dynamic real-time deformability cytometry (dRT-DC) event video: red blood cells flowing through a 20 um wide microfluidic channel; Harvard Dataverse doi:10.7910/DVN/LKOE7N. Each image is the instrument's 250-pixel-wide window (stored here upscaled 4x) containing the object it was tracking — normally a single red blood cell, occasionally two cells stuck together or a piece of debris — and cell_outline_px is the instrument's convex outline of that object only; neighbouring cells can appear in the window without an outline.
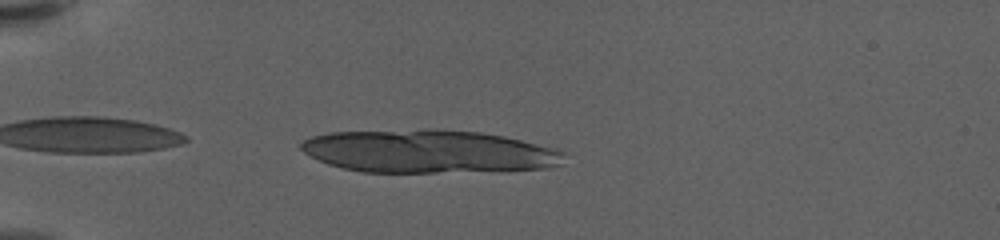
{"species": "human", "species_latin": "Homo sapiens", "temperature_condition": "warm", "stored_images_in_passage": 7, "camera_frame_rate_fps": 3000, "um_per_image_px": 0.085, "donor": {"sex": "female"}, "frame": {"image": 1, "passage_image": 2, "time_ms": 0.333, "image_size_px": [1000, 240], "cell_outline_px": [[564, 164], [548, 168], [436, 172], [360, 172], [328, 164], [304, 152], [300, 148], [300, 144], [304, 140], [312, 136], [332, 132], [424, 128], [480, 132], [504, 136], [560, 148], [564, 152]], "centroid_in_image_um": [36.46, 12.85], "position_along_channel_um": 48.5, "area_um2": 66.3}}